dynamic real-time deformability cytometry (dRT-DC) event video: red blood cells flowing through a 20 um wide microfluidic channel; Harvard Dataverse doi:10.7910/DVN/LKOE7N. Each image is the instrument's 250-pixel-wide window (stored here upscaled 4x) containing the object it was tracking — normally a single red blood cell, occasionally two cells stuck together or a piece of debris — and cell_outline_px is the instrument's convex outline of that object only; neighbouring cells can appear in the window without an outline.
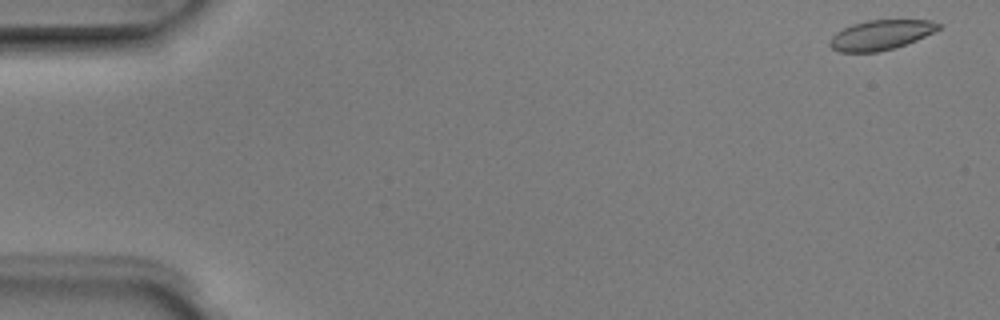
{"species": "Egyptian fruit bat (a non-hibernating species)", "species_latin": "Rousettus aegyptiacus", "temperature_condition": "room temperature", "stored_images_in_passage": 6, "camera_frame_rate_fps": 3000, "um_per_image_px": 0.085, "animal": {"sex": "male"}, "frame": {"image": 1, "passage_image": 1, "time_ms": 0.0, "image_size_px": [1000, 320], "cell_outline_px": [[944, 24], [940, 28], [916, 40], [892, 48], [876, 52], [840, 52], [832, 48], [828, 44], [828, 40], [836, 32], [852, 24], [868, 20], [932, 20]], "centroid_in_image_um": [74.85, 2.96], "position_along_channel_um": 10.2, "area_um2": 18.79}}
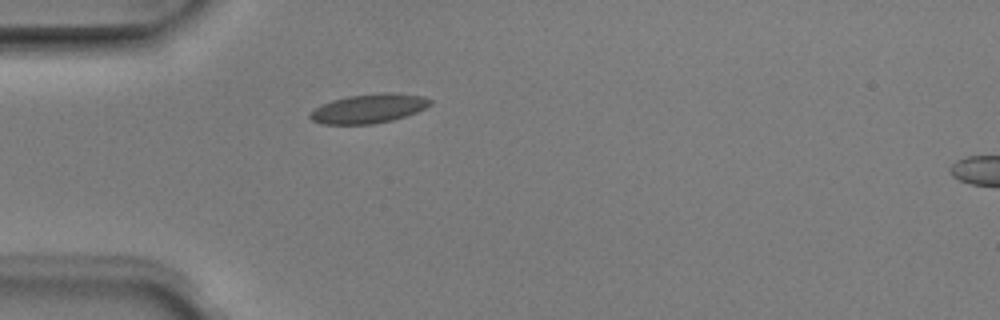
{"frame": {"image": 2, "passage_image": 5, "time_ms": 1.333, "image_size_px": [1000, 320], "cell_outline_px": [[432, 104], [416, 112], [392, 120], [372, 124], [324, 124], [312, 120], [308, 116], [320, 104], [332, 100], [348, 96], [380, 92], [392, 92], [424, 96], [432, 100]], "centroid_in_image_um": [31.36, 9.21], "position_along_channel_um": 53.6, "area_um2": 20.4}}